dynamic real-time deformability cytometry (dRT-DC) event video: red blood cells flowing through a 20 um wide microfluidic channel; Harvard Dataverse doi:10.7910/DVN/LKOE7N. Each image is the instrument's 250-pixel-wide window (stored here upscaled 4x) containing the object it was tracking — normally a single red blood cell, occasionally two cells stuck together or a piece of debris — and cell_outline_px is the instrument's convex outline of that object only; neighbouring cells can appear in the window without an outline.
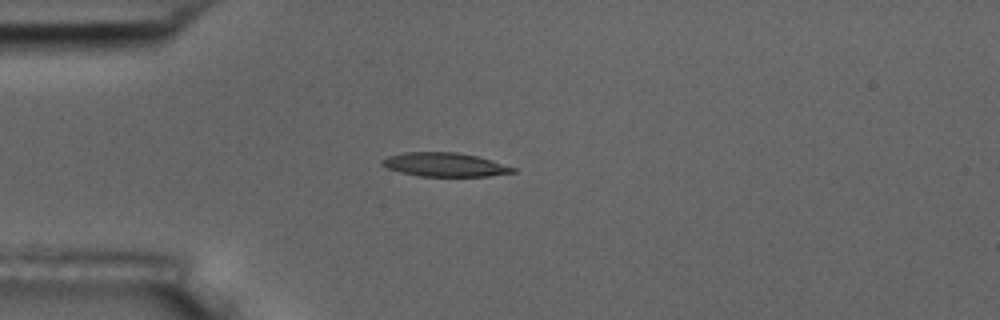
{"species": "common noctule bat (a hibernating species)", "species_latin": "Nyctalus noctula", "temperature_condition": "room temperature", "stored_images_in_passage": 1, "camera_frame_rate_fps": 3000, "um_per_image_px": 0.085, "animal": {"sex": "male", "body_mass_g": 17.5, "forearm_length_mm": 52.3}, "frame": {"image": 1, "passage_image": 1, "time_ms": 0.0, "image_size_px": [1000, 320], "cell_outline_px": [[516, 172], [488, 176], [420, 176], [400, 172], [388, 168], [380, 164], [380, 160], [388, 156], [404, 152], [456, 152], [476, 156], [492, 160], [516, 168]], "centroid_in_image_um": [37.79, 13.99], "position_along_channel_um": 47.2, "area_um2": 18.15}}